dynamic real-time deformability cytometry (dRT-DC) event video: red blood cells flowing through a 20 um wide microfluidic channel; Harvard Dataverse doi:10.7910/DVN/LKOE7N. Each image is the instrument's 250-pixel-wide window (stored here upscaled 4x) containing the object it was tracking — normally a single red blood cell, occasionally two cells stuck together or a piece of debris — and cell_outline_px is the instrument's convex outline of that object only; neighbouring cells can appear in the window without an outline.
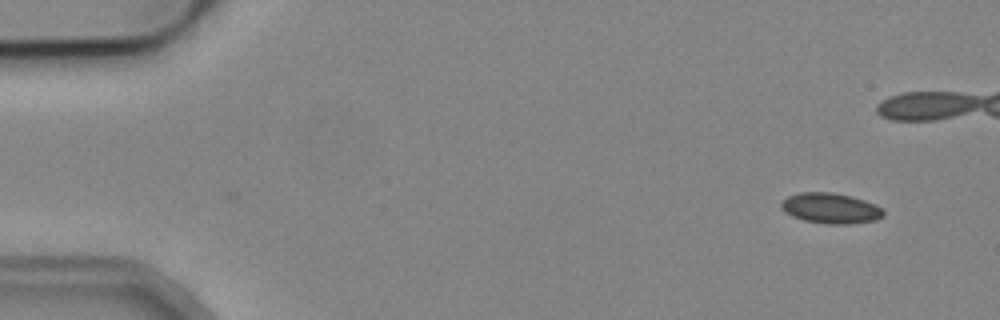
{"species": "common noctule bat (a hibernating species)", "species_latin": "Nyctalus noctula", "temperature_condition": "cold", "stored_images_in_passage": 2, "camera_frame_rate_fps": 3000, "um_per_image_px": 0.085, "animal": {"sex": "male", "body_mass_g": 19.2, "forearm_length_mm": 51.8}, "frame": {"image": 1, "passage_image": 2, "time_ms": 1.333, "image_size_px": [1000, 320], "cell_outline_px": [[884, 216], [876, 220], [848, 224], [828, 224], [804, 220], [792, 216], [780, 204], [788, 196], [800, 192], [832, 192], [852, 196], [876, 204], [884, 212]], "centroid_in_image_um": [70.65, 17.69], "position_along_channel_um": 14.4, "area_um2": 17.98}}